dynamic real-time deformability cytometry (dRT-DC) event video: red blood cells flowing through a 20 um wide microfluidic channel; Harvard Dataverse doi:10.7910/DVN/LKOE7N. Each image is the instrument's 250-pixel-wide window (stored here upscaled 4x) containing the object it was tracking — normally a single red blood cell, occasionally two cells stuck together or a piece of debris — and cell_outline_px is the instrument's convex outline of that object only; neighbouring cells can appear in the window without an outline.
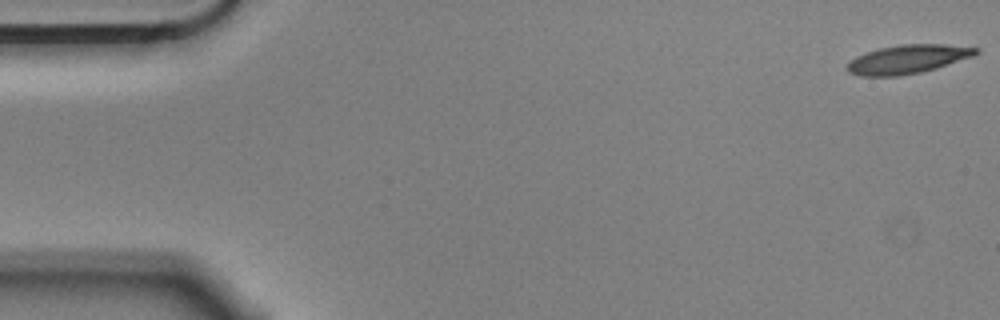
{"species": "Egyptian fruit bat (a non-hibernating species)", "species_latin": "Rousettus aegyptiacus", "temperature_condition": "cold", "stored_images_in_passage": 56, "camera_frame_rate_fps": 3000, "um_per_image_px": 0.085, "animal": {"sex": "male"}, "frame": {"image": 1, "passage_image": 1, "time_ms": 0.0, "image_size_px": [1000, 320], "cell_outline_px": [[980, 52], [972, 56], [936, 68], [920, 72], [900, 76], [860, 76], [848, 72], [844, 68], [856, 56], [880, 48], [900, 44], [944, 44], [980, 48]], "centroid_in_image_um": [77.15, 5.03], "position_along_channel_um": 7.9, "area_um2": 21.44}}
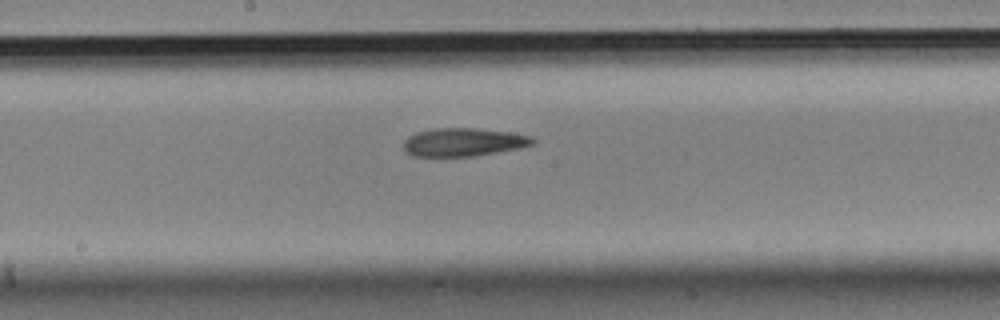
{"frame": {"image": 2, "passage_image": 29, "time_ms": 9.333, "image_size_px": [1000, 320], "cell_outline_px": [[536, 144], [520, 148], [472, 156], [412, 156], [404, 152], [404, 140], [408, 136], [416, 132], [436, 128], [476, 128], [508, 132], [532, 136], [536, 140]], "centroid_in_image_um": [39.39, 12.08], "position_along_channel_um": 208.8, "area_um2": 21.33}}
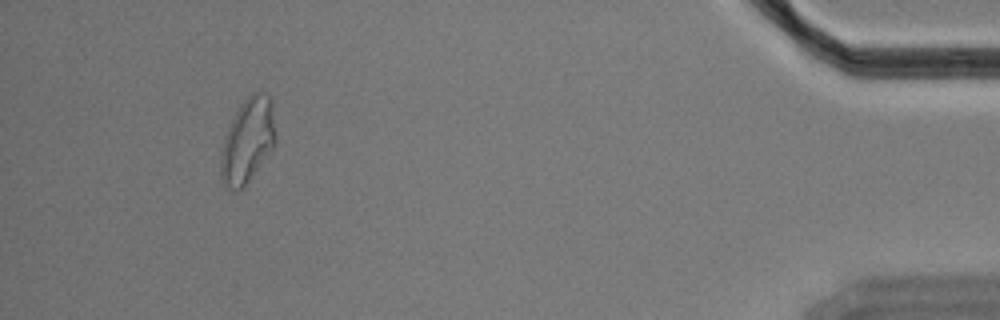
{"frame": {"image": 3, "passage_image": 52, "time_ms": 17.0, "image_size_px": [1000, 320], "cell_outline_px": [[276, 144], [244, 188], [236, 192], [224, 184], [220, 176], [220, 152], [224, 136], [240, 104], [252, 92], [264, 92], [272, 100], [276, 128]], "centroid_in_image_um": [21.06, 11.96], "position_along_channel_um": 414.1, "area_um2": 27.51}, "authors_computed_cell_mechanics": {"area_um2": 21.7328, "velocity_mm_per_s": 3.5551, "shape_relaxation_time_tau1_ms": null, "shape_relaxation_time_tau2_ms": 7.8679, "deformation_change_tau1": null, "deformation_change_tau2": 0.171}}